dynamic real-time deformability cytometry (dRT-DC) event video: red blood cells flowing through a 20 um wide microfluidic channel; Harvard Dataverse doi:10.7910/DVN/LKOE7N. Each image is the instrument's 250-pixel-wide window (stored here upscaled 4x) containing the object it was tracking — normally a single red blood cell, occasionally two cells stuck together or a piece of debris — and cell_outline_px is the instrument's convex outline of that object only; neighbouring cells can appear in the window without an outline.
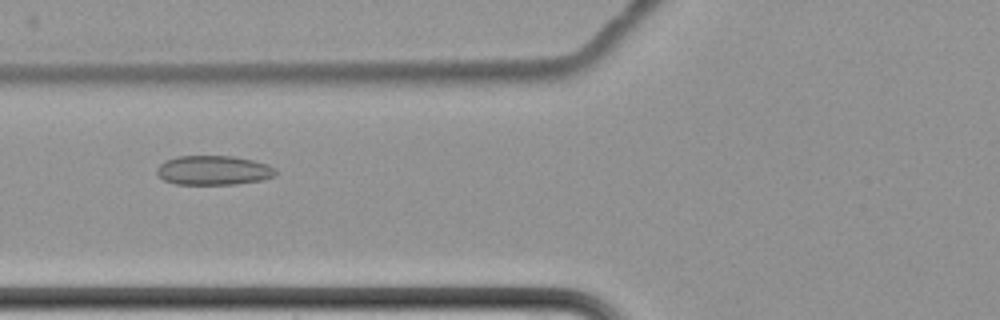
{"species": "common noctule bat (a hibernating species)", "species_latin": "Nyctalus noctula", "temperature_condition": "cold", "stored_images_in_passage": 8, "camera_frame_rate_fps": 3000, "um_per_image_px": 0.085, "animal": {"sex": "female", "body_mass_g": 22.7, "forearm_length_mm": 54.2}, "frame": {"image": 1, "passage_image": 7, "time_ms": 7.333, "image_size_px": [1000, 320], "cell_outline_px": [[276, 176], [260, 180], [236, 184], [176, 184], [164, 180], [156, 172], [156, 168], [164, 160], [176, 156], [232, 156], [252, 160], [268, 164], [276, 168]], "centroid_in_image_um": [18.14, 14.47], "position_along_channel_um": 107.7, "area_um2": 20.4}}
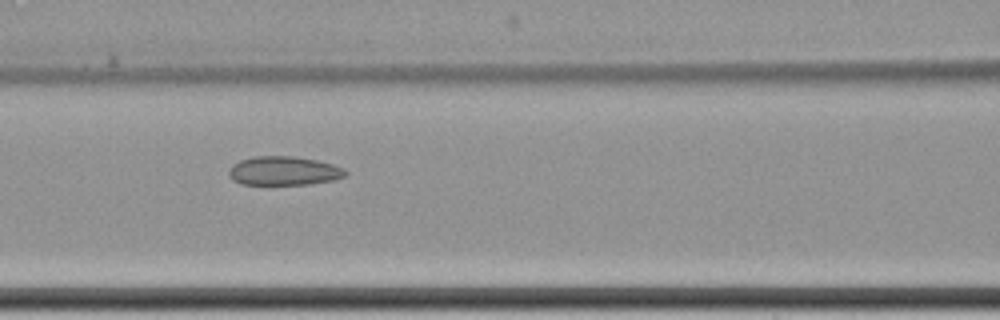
{"frame": {"image": 2, "passage_image": 8, "time_ms": 8.333, "image_size_px": [1000, 320], "cell_outline_px": [[348, 172], [344, 176], [336, 180], [308, 184], [240, 184], [232, 180], [228, 172], [232, 164], [240, 160], [256, 156], [292, 156], [316, 160], [332, 164], [344, 168]], "centroid_in_image_um": [24.12, 14.52], "position_along_channel_um": 142.5, "area_um2": 19.65}}